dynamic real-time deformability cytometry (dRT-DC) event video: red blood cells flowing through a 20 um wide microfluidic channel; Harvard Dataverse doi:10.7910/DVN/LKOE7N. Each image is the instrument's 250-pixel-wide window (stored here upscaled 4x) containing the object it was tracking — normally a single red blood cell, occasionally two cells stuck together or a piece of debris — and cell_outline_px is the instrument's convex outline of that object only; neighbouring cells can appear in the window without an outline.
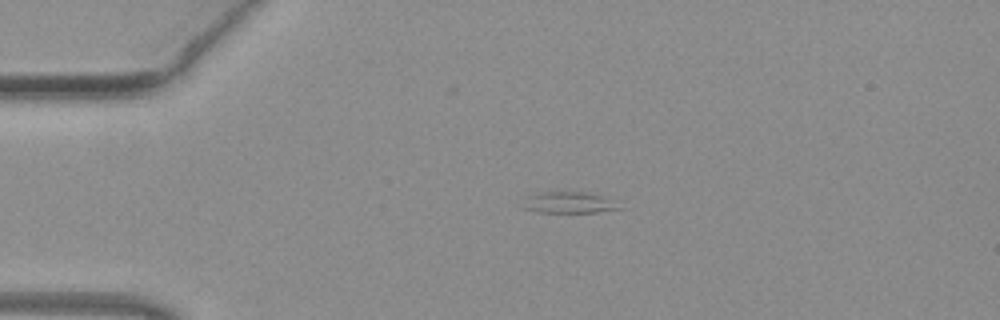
{"species": "common noctule bat (a hibernating species)", "species_latin": "Nyctalus noctula", "temperature_condition": "warm", "stored_images_in_passage": 41, "camera_frame_rate_fps": 3000, "um_per_image_px": 0.085, "animal": {"sex": "female", "body_mass_g": 19.3, "forearm_length_mm": 54.1}, "frame": {"image": 1, "passage_image": 1, "time_ms": 0.0, "image_size_px": [1000, 320], "cell_outline_px": [[624, 208], [596, 212], [540, 212], [520, 208], [524, 196], [536, 192], [584, 192], [600, 196]], "centroid_in_image_um": [48.19, 17.22], "position_along_channel_um": 36.8, "area_um2": 11.91}}
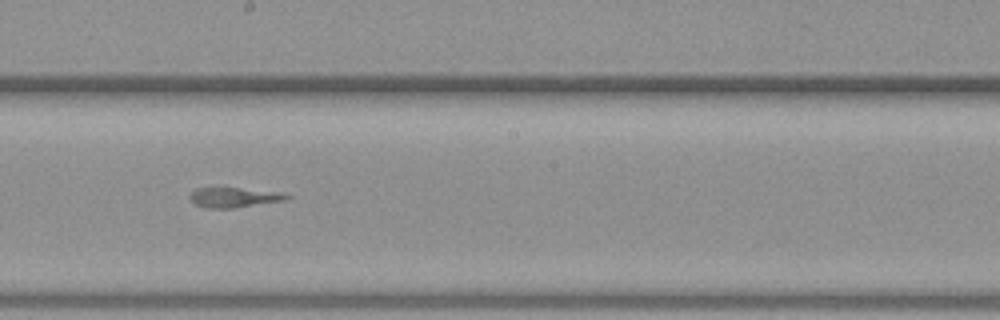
{"frame": {"image": 2, "passage_image": 18, "time_ms": 5.667, "image_size_px": [1000, 320], "cell_outline_px": [[292, 196], [284, 200], [232, 208], [204, 208], [196, 204], [188, 196], [196, 188], [240, 188], [276, 192]], "centroid_in_image_um": [19.83, 16.78], "position_along_channel_um": 228.4, "area_um2": 10.92}}
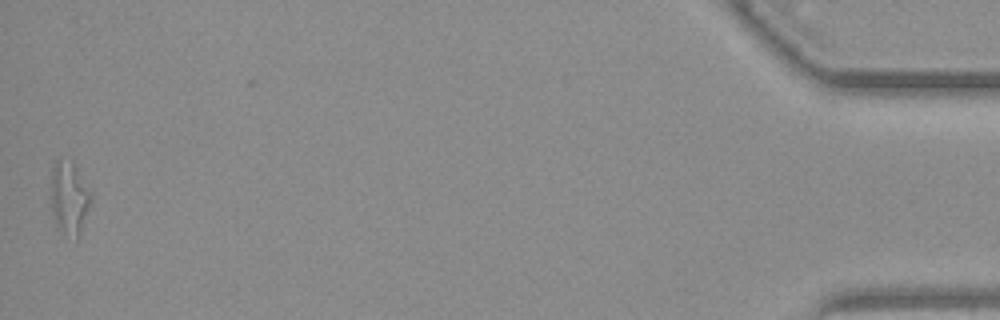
{"frame": {"image": 3, "passage_image": 40, "time_ms": 13.0, "image_size_px": [1000, 320], "cell_outline_px": [[92, 196], [80, 236], [76, 240], [64, 232], [56, 224], [52, 208], [52, 172], [56, 160], [72, 160], [92, 192]], "centroid_in_image_um": [5.93, 16.82], "position_along_channel_um": 429.3, "area_um2": 16.76}}